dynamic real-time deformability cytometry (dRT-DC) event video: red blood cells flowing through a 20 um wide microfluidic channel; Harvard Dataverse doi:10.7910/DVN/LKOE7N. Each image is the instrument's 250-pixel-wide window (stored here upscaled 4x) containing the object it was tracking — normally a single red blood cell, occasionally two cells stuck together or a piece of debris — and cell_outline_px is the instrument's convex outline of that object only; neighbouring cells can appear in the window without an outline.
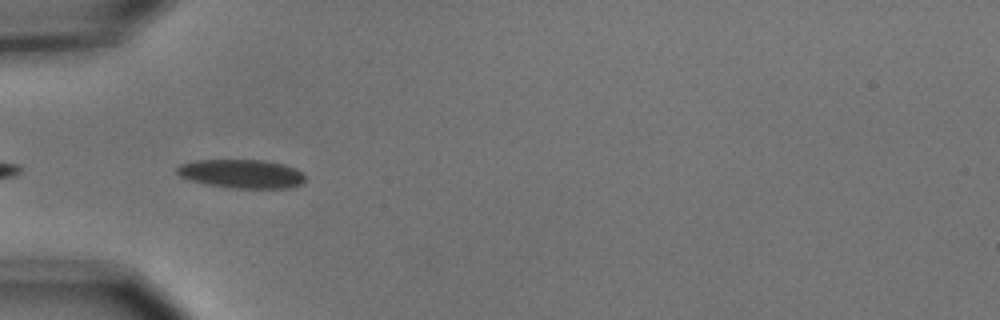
{"species": "common noctule bat (a hibernating species)", "species_latin": "Nyctalus noctula", "temperature_condition": "cold", "stored_images_in_passage": 6, "camera_frame_rate_fps": 3000, "um_per_image_px": 0.085, "animal": {"sex": "male", "body_mass_g": 15.6}, "frame": {"image": 1, "passage_image": 5, "time_ms": 1.333, "image_size_px": [1000, 320], "cell_outline_px": [[304, 184], [288, 188], [228, 188], [204, 184], [188, 180], [180, 176], [176, 172], [176, 168], [180, 164], [196, 160], [264, 160], [284, 164], [296, 168], [304, 176]], "centroid_in_image_um": [20.51, 14.78], "position_along_channel_um": 64.5, "area_um2": 21.73}}
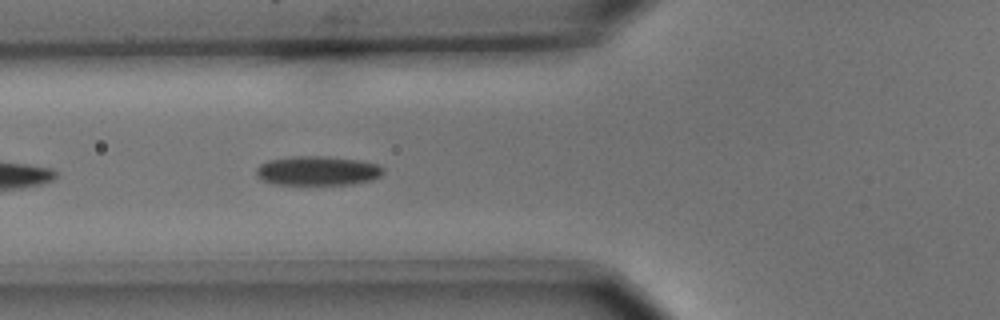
{"frame": {"image": 2, "passage_image": 6, "time_ms": 1.667, "image_size_px": [1000, 320], "cell_outline_px": [[384, 172], [380, 176], [368, 180], [352, 184], [276, 184], [264, 180], [256, 172], [256, 168], [260, 164], [268, 160], [292, 156], [324, 156], [360, 160], [376, 164], [384, 168]], "centroid_in_image_um": [27.0, 14.5], "position_along_channel_um": 98.8, "area_um2": 21.44}}